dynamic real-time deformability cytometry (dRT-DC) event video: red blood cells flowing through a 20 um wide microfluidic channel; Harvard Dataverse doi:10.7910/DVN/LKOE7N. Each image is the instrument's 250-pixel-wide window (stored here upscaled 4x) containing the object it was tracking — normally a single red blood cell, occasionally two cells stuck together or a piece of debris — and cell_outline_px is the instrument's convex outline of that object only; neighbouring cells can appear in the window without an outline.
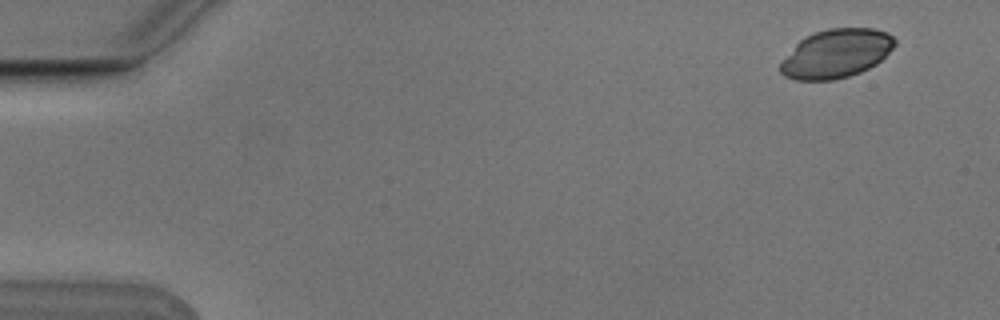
{"species": "Egyptian fruit bat (a non-hibernating species)", "species_latin": "Rousettus aegyptiacus", "temperature_condition": "cold", "stored_images_in_passage": 3, "camera_frame_rate_fps": 3000, "um_per_image_px": 0.085, "animal": {"sex": "male"}, "frame": {"image": 1, "passage_image": 2, "time_ms": 0.333, "image_size_px": [1000, 320], "cell_outline_px": [[896, 44], [876, 64], [860, 72], [848, 76], [832, 80], [796, 80], [784, 76], [780, 72], [780, 64], [796, 44], [804, 36], [828, 28], [872, 28], [888, 32], [896, 40]], "centroid_in_image_um": [71.08, 4.55], "position_along_channel_um": 13.9, "area_um2": 32.25}}